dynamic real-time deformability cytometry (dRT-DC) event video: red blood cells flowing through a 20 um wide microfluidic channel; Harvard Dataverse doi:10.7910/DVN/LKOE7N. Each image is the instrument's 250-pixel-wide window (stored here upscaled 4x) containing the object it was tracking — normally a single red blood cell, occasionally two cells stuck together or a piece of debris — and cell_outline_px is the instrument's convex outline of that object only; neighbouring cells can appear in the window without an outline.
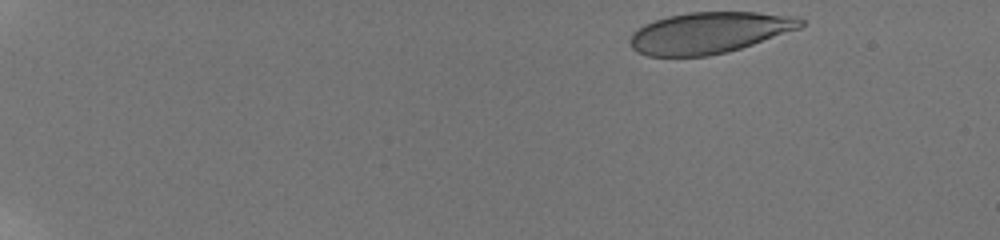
{"species": "human", "species_latin": "Homo sapiens", "temperature_condition": "room temperature", "stored_images_in_passage": 50, "camera_frame_rate_fps": 3000, "um_per_image_px": 0.085, "donor": {"sex": "male"}, "frame": {"image": 1, "passage_image": 1, "time_ms": 0.0, "image_size_px": [1000, 240], "cell_outline_px": [[804, 24], [800, 28], [728, 52], [708, 56], [648, 56], [636, 52], [632, 48], [628, 40], [632, 32], [644, 24], [668, 16], [688, 12], [756, 12], [796, 16], [804, 20]], "centroid_in_image_um": [60.25, 2.78], "position_along_channel_um": 24.7, "area_um2": 41.1}}
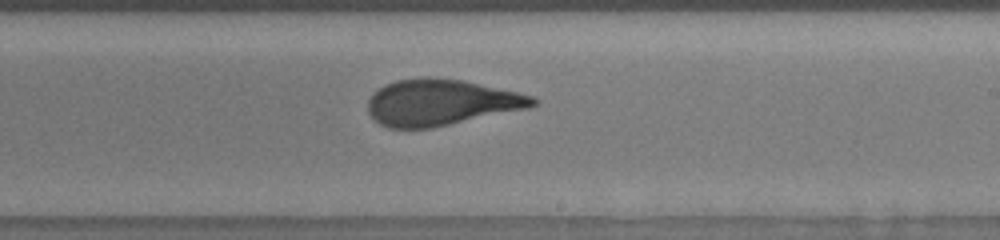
{"frame": {"image": 2, "passage_image": 31, "time_ms": 10.0, "image_size_px": [1000, 240], "cell_outline_px": [[540, 100], [536, 104], [528, 108], [432, 128], [388, 128], [380, 124], [368, 112], [368, 100], [384, 84], [396, 80], [464, 80], [536, 96]], "centroid_in_image_um": [37.54, 8.74], "position_along_channel_um": 251.5, "area_um2": 43.47}}
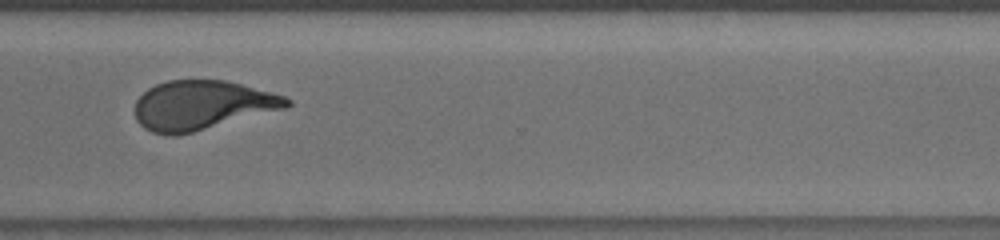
{"frame": {"image": 3, "passage_image": 39, "time_ms": 12.667, "image_size_px": [1000, 240], "cell_outline_px": [[292, 104], [288, 108], [192, 132], [172, 136], [168, 136], [152, 132], [144, 128], [136, 120], [136, 100], [148, 88], [156, 84], [168, 80], [224, 80], [272, 92], [284, 96], [292, 100]], "centroid_in_image_um": [17.18, 8.94], "position_along_channel_um": 353.4, "area_um2": 43.52}, "authors_computed_cell_mechanics": {"area_um2": 43.7835, "velocity_mm_per_s": 3.8196, "shape_relaxation_time_tau1_ms": 5.9291, "shape_relaxation_time_tau2_ms": 0.7919, "deformation_change_tau1": 0.2092, "deformation_change_tau2": 0.0647}}